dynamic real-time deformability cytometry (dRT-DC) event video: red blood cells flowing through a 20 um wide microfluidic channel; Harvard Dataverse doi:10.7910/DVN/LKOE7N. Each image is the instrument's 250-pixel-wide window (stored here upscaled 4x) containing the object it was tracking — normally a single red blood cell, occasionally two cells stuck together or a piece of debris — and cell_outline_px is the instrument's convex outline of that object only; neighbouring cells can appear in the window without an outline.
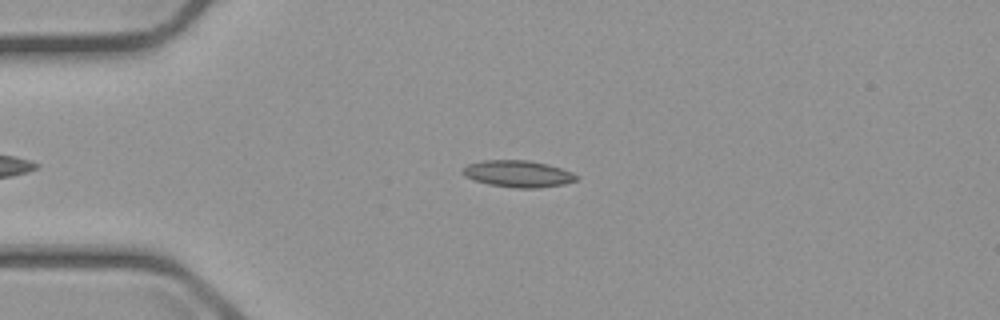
{"species": "common noctule bat (a hibernating species)", "species_latin": "Nyctalus noctula", "temperature_condition": "cold", "stored_images_in_passage": 45, "camera_frame_rate_fps": 3000, "um_per_image_px": 0.085, "animal": {"sex": "male", "body_mass_g": 23.1, "forearm_length_mm": 52.7}, "frame": {"image": 1, "passage_image": 8, "time_ms": 2.333, "image_size_px": [1000, 320], "cell_outline_px": [[576, 180], [564, 184], [540, 188], [516, 188], [488, 184], [472, 180], [464, 176], [464, 168], [468, 164], [480, 160], [528, 160], [548, 164], [572, 172], [576, 176]], "centroid_in_image_um": [44.01, 14.77], "position_along_channel_um": 41.0, "area_um2": 17.69}}
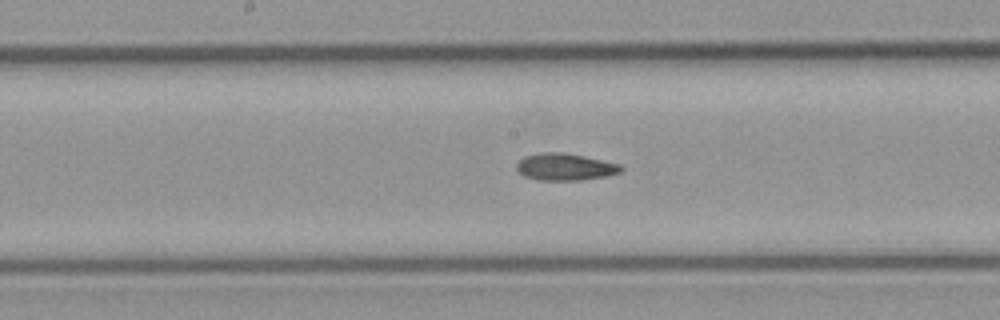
{"frame": {"image": 2, "passage_image": 23, "time_ms": 7.333, "image_size_px": [1000, 320], "cell_outline_px": [[624, 168], [620, 172], [604, 176], [580, 180], [540, 180], [524, 176], [516, 168], [516, 164], [524, 156], [544, 152], [564, 152], [584, 156], [620, 164]], "centroid_in_image_um": [48.02, 14.18], "position_along_channel_um": 200.2, "area_um2": 16.3}}
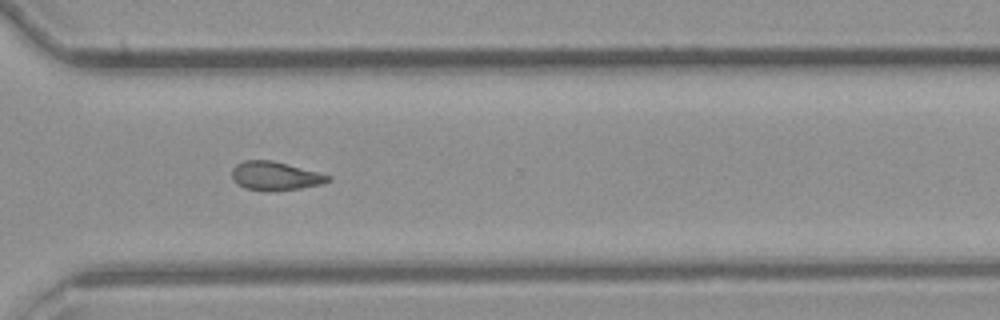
{"frame": {"image": 3, "passage_image": 35, "time_ms": 11.333, "image_size_px": [1000, 320], "cell_outline_px": [[332, 180], [324, 184], [300, 188], [272, 192], [264, 192], [244, 188], [236, 184], [232, 180], [232, 168], [236, 164], [244, 160], [272, 160], [288, 164], [332, 176]], "centroid_in_image_um": [23.38, 14.97], "position_along_channel_um": 347.2, "area_um2": 16.47}}